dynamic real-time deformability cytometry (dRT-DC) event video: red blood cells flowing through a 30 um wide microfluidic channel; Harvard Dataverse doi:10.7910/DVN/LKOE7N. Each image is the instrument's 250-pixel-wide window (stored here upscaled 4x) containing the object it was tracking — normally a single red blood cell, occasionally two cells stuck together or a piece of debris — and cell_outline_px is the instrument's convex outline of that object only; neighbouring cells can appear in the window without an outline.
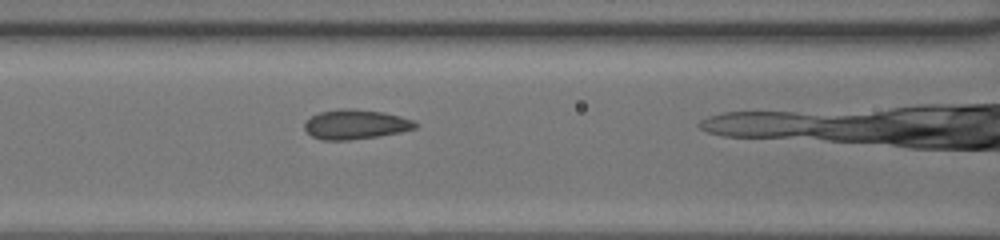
{"species": "common noctule bat (a hibernating species)", "species_latin": "Nyctalus noctula", "temperature_condition": "room temperature", "stored_images_in_passage": 39, "camera_frame_rate_fps": 3000, "um_per_image_px": 0.085, "animal": {"sex": "female", "body_mass_g": 20.0, "forearm_length_mm": 54.0}, "frame": {"image": 1, "passage_image": 19, "time_ms": 6.0, "image_size_px": [1000, 240], "cell_outline_px": [[420, 124], [416, 128], [400, 132], [376, 136], [348, 140], [324, 140], [312, 136], [304, 128], [304, 124], [312, 116], [320, 112], [340, 108], [352, 108], [384, 112], [400, 116], [412, 120]], "centroid_in_image_um": [30.24, 10.56], "position_along_channel_um": 136.4, "area_um2": 19.02}}
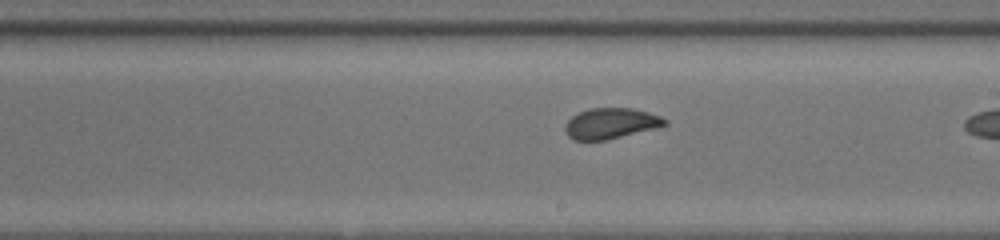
{"frame": {"image": 2, "passage_image": 26, "time_ms": 8.333, "image_size_px": [1000, 240], "cell_outline_px": [[668, 124], [656, 128], [604, 140], [572, 140], [568, 136], [564, 128], [568, 120], [572, 116], [588, 108], [632, 108], [648, 112], [660, 116], [668, 120]], "centroid_in_image_um": [51.92, 10.48], "position_along_channel_um": 237.1, "area_um2": 17.74}}
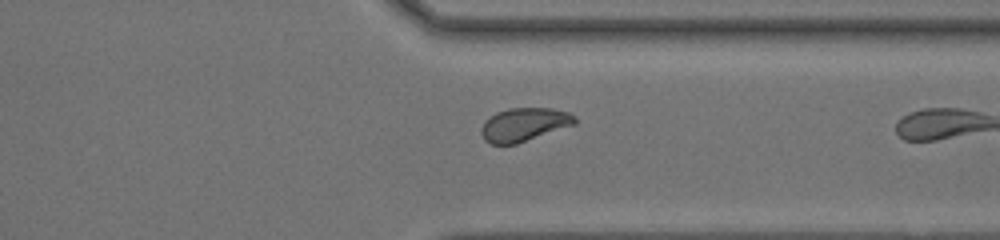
{"frame": {"image": 3, "passage_image": 35, "time_ms": 11.333, "image_size_px": [1000, 240], "cell_outline_px": [[576, 124], [516, 144], [492, 144], [484, 140], [480, 132], [480, 128], [484, 120], [496, 112], [508, 108], [552, 108], [568, 112], [576, 116]], "centroid_in_image_um": [44.53, 10.58], "position_along_channel_um": 366.9, "area_um2": 18.38}}